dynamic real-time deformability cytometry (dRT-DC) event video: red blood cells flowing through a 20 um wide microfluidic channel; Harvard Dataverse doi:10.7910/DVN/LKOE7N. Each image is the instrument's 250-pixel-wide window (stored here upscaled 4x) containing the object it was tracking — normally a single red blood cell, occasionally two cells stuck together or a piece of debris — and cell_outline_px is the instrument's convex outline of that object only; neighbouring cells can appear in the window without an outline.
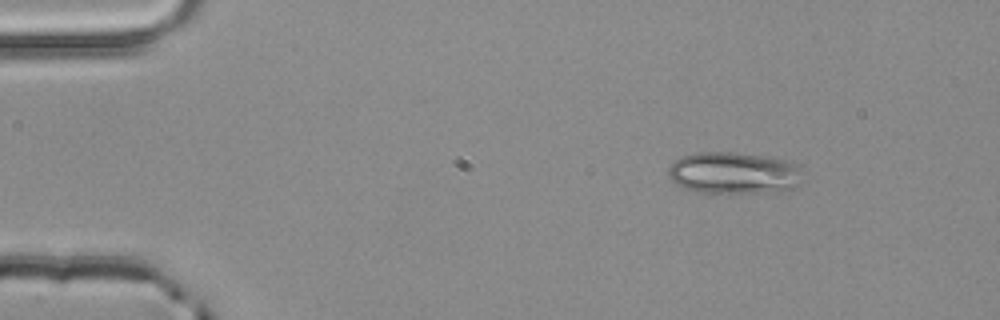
{"species": "common noctule bat (a hibernating species)", "species_latin": "Nyctalus noctula", "temperature_condition": "room temperature", "stored_images_in_passage": 3, "camera_frame_rate_fps": 3000, "um_per_image_px": 0.085, "animal": {"sex": "male", "body_mass_g": 20.4}, "frame": {"image": 1, "passage_image": 1, "time_ms": 0.0, "image_size_px": [1000, 320], "cell_outline_px": [[800, 184], [796, 188], [780, 192], [728, 196], [696, 192], [684, 188], [676, 184], [668, 176], [668, 168], [676, 160], [684, 156], [700, 152], [736, 152], [760, 156], [780, 160], [788, 164], [792, 168]], "centroid_in_image_um": [62.24, 14.79], "position_along_channel_um": 22.8, "area_um2": 32.89}}